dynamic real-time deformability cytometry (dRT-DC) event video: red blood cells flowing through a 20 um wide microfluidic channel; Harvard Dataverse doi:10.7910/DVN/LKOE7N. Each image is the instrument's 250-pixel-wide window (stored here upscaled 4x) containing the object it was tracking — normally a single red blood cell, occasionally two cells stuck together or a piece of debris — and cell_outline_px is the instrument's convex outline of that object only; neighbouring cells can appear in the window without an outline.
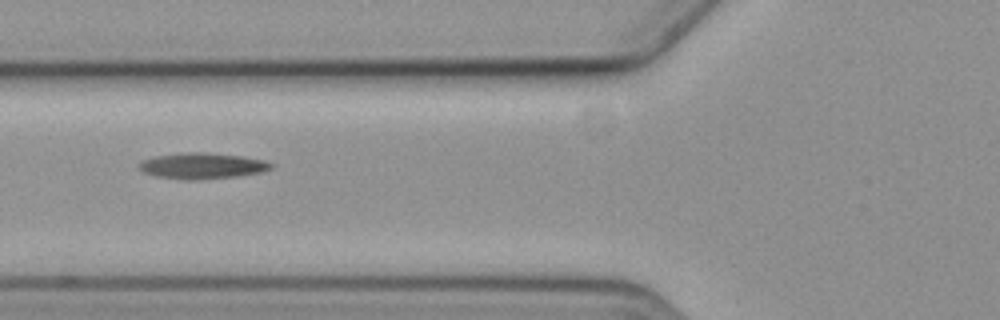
{"species": "common noctule bat (a hibernating species)", "species_latin": "Nyctalus noctula", "temperature_condition": "cold", "stored_images_in_passage": 12, "camera_frame_rate_fps": 3000, "um_per_image_px": 0.085, "animal": {"sex": "female", "body_mass_g": 19.3, "forearm_length_mm": 54.1}, "frame": {"image": 1, "passage_image": 3, "time_ms": 2.667, "image_size_px": [1000, 320], "cell_outline_px": [[276, 164], [272, 168], [260, 172], [236, 176], [188, 180], [156, 176], [144, 172], [136, 164], [140, 160], [152, 156], [188, 152], [208, 152], [244, 156], [264, 160]], "centroid_in_image_um": [17.17, 14.07], "position_along_channel_um": 108.6, "area_um2": 20.06}}
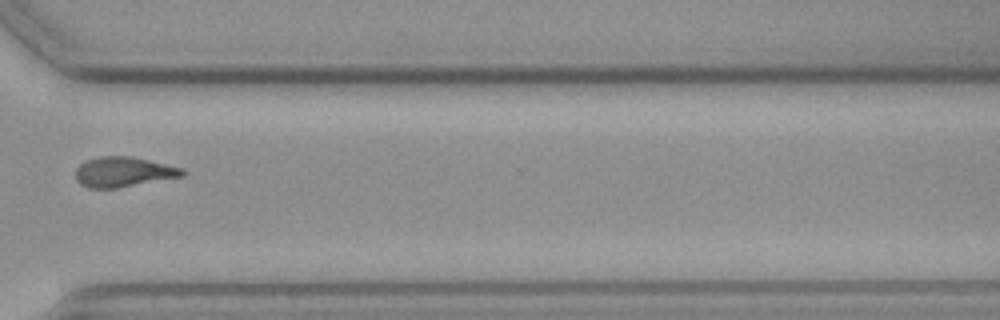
{"frame": {"image": 2, "passage_image": 9, "time_ms": 9.667, "image_size_px": [1000, 320], "cell_outline_px": [[188, 172], [184, 176], [116, 188], [88, 188], [80, 184], [76, 180], [76, 168], [84, 160], [100, 156], [132, 156], [184, 168]], "centroid_in_image_um": [10.5, 14.6], "position_along_channel_um": 360.1, "area_um2": 18.9}}
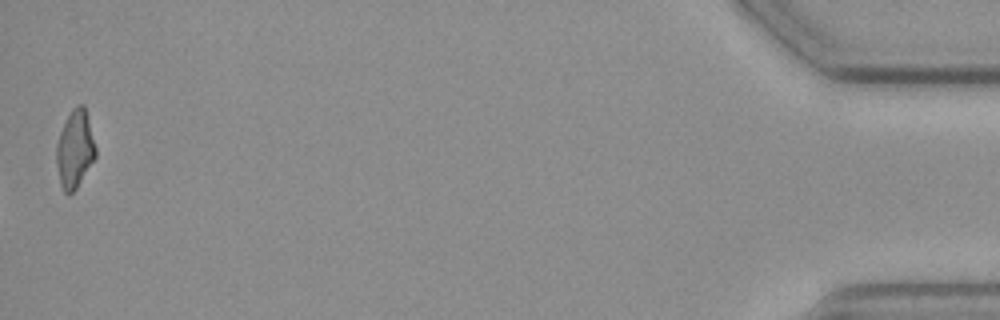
{"frame": {"image": 3, "passage_image": 12, "time_ms": 14.333, "image_size_px": [1000, 320], "cell_outline_px": [[96, 156], [76, 188], [68, 196], [64, 192], [60, 184], [56, 164], [56, 144], [60, 132], [72, 108], [76, 104], [84, 104], [96, 148]], "centroid_in_image_um": [6.35, 12.68], "position_along_channel_um": 428.9, "area_um2": 17.63}}